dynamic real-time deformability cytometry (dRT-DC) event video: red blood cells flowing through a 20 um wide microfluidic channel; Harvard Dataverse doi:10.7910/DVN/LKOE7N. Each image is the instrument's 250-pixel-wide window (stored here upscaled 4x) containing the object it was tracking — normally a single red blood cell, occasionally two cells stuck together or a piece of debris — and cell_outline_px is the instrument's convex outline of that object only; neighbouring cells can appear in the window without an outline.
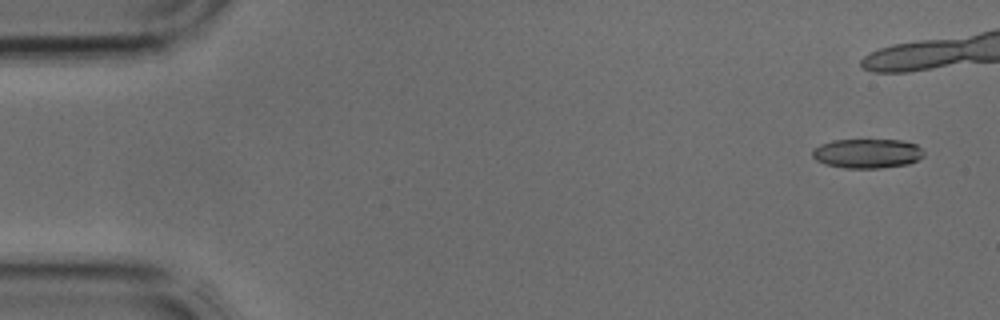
{"species": "common noctule bat (a hibernating species)", "species_latin": "Nyctalus noctula", "temperature_condition": "cold", "stored_images_in_passage": 4, "camera_frame_rate_fps": 3000, "um_per_image_px": 0.085, "animal": {"sex": "male", "body_mass_g": 17.9, "forearm_length_mm": 54.2}, "frame": {"image": 1, "passage_image": 1, "time_ms": 0.0, "image_size_px": [1000, 320], "cell_outline_px": [[924, 156], [908, 164], [880, 168], [848, 168], [824, 164], [816, 160], [812, 156], [812, 148], [820, 144], [832, 140], [900, 140], [916, 144], [924, 152]], "centroid_in_image_um": [73.68, 13.04], "position_along_channel_um": 11.3, "area_um2": 19.13}}